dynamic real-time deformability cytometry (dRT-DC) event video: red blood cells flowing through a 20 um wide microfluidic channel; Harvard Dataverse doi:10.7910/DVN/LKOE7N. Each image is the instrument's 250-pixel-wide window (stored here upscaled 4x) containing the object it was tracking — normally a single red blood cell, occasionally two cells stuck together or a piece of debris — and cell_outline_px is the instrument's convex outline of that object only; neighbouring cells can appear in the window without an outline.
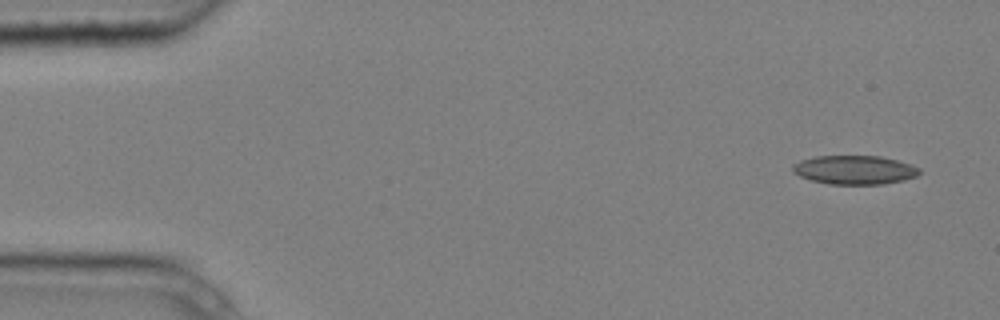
{"species": "common noctule bat (a hibernating species)", "species_latin": "Nyctalus noctula", "temperature_condition": "cold", "stored_images_in_passage": 9, "camera_frame_rate_fps": 3000, "um_per_image_px": 0.085, "animal": {"sex": "male", "body_mass_g": 20.4}, "frame": {"image": 1, "passage_image": 1, "time_ms": 0.0, "image_size_px": [1000, 320], "cell_outline_px": [[920, 172], [916, 176], [904, 180], [884, 184], [828, 184], [812, 180], [800, 176], [792, 172], [792, 164], [800, 160], [816, 156], [880, 156], [896, 160], [920, 168]], "centroid_in_image_um": [72.61, 14.44], "position_along_channel_um": 12.4, "area_um2": 21.27}}
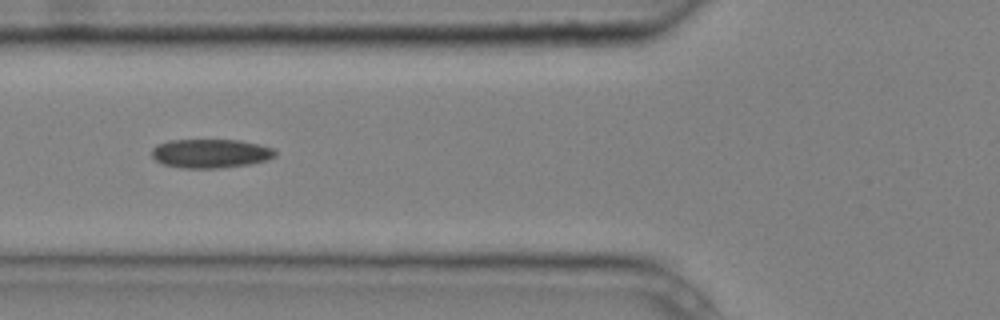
{"frame": {"image": 2, "passage_image": 6, "time_ms": 1.667, "image_size_px": [1000, 320], "cell_outline_px": [[276, 156], [268, 160], [252, 164], [224, 168], [180, 168], [164, 164], [156, 160], [152, 156], [152, 148], [156, 144], [168, 140], [240, 140], [260, 144], [276, 148]], "centroid_in_image_um": [17.95, 13.04], "position_along_channel_um": 107.9, "area_um2": 21.21}}
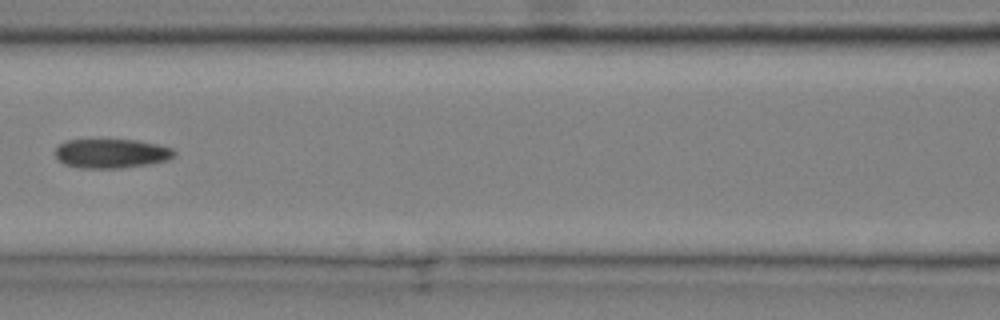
{"frame": {"image": 3, "passage_image": 7, "time_ms": 2.0, "image_size_px": [1000, 320], "cell_outline_px": [[176, 156], [168, 160], [152, 164], [120, 168], [76, 168], [64, 164], [56, 156], [56, 148], [64, 140], [140, 140], [160, 144], [172, 148], [176, 152]], "centroid_in_image_um": [9.52, 13.05], "position_along_channel_um": 157.1, "area_um2": 20.58}}